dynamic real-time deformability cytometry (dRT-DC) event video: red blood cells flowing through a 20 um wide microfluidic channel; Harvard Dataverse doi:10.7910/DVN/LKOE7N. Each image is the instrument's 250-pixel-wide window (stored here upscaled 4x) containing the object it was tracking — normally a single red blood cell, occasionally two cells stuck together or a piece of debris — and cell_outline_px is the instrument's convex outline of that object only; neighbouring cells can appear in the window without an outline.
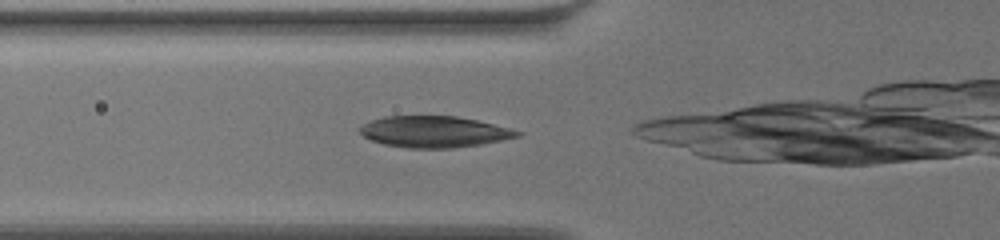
{"species": "common noctule bat (a hibernating species)", "species_latin": "Nyctalus noctula", "temperature_condition": "warm", "stored_images_in_passage": 33, "camera_frame_rate_fps": 3000, "um_per_image_px": 0.085, "animal": {"sex": "female", "body_mass_g": 19.5, "forearm_length_mm": 54.1}, "frame": {"image": 1, "passage_image": 4, "time_ms": 1.0, "image_size_px": [1000, 240], "cell_outline_px": [[524, 132], [520, 136], [504, 140], [480, 144], [452, 148], [408, 148], [384, 144], [372, 140], [364, 136], [356, 128], [372, 120], [384, 116], [456, 116], [476, 120]], "centroid_in_image_um": [36.89, 11.2], "position_along_channel_um": 88.9, "area_um2": 28.61}}
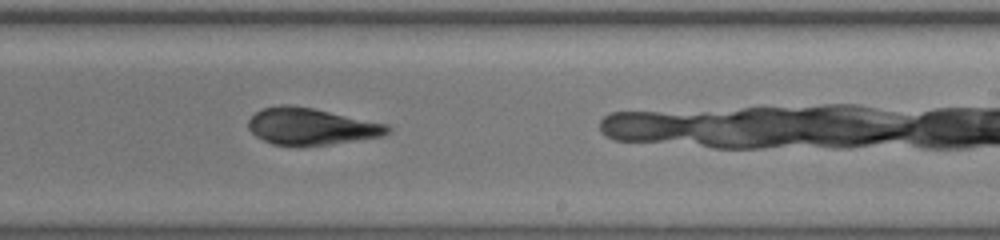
{"frame": {"image": 2, "passage_image": 19, "time_ms": 6.0, "image_size_px": [1000, 240], "cell_outline_px": [[392, 128], [384, 136], [332, 144], [300, 148], [272, 144], [256, 136], [248, 128], [248, 120], [256, 112], [264, 108], [280, 104], [288, 104], [312, 108], [388, 124]], "centroid_in_image_um": [26.44, 10.77], "position_along_channel_um": 262.6, "area_um2": 30.29}}
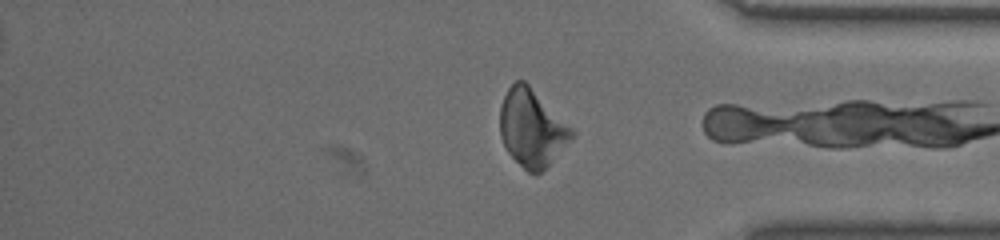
{"frame": {"image": 3, "passage_image": 31, "time_ms": 10.0, "image_size_px": [1000, 240], "cell_outline_px": [[576, 136], [540, 172], [528, 172], [508, 152], [500, 136], [500, 108], [504, 96], [508, 88], [516, 80], [524, 80], [576, 132]], "centroid_in_image_um": [45.21, 10.87], "position_along_channel_um": 390.0, "area_um2": 31.79}}